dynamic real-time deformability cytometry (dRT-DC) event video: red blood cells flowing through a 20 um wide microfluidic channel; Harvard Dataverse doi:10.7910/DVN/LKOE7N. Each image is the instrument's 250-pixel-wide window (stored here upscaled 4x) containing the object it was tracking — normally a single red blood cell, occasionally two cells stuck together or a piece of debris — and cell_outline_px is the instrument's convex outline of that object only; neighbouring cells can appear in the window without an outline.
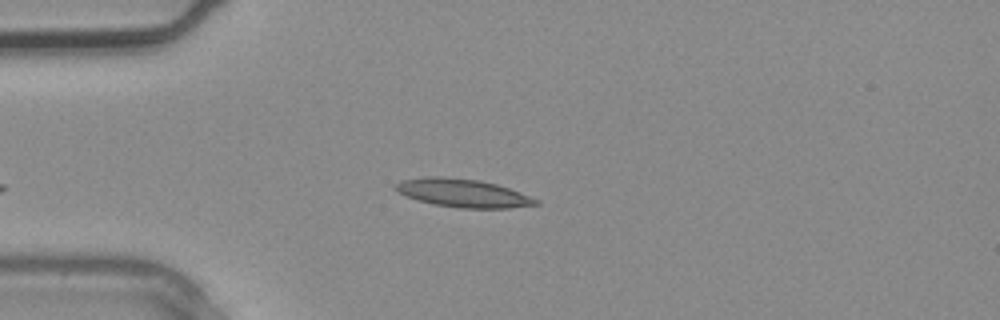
{"species": "common noctule bat (a hibernating species)", "species_latin": "Nyctalus noctula", "temperature_condition": "warm", "stored_images_in_passage": 1, "camera_frame_rate_fps": 3000, "um_per_image_px": 0.085, "animal": {"sex": "male", "body_mass_g": 20.4}, "frame": {"image": 1, "passage_image": 1, "time_ms": 0.0, "image_size_px": [1000, 320], "cell_outline_px": [[540, 204], [508, 208], [460, 208], [432, 204], [408, 196], [392, 188], [400, 180], [424, 176], [440, 176], [480, 180], [496, 184], [508, 188], [540, 200]], "centroid_in_image_um": [39.34, 16.4], "position_along_channel_um": 45.7, "area_um2": 23.0}}